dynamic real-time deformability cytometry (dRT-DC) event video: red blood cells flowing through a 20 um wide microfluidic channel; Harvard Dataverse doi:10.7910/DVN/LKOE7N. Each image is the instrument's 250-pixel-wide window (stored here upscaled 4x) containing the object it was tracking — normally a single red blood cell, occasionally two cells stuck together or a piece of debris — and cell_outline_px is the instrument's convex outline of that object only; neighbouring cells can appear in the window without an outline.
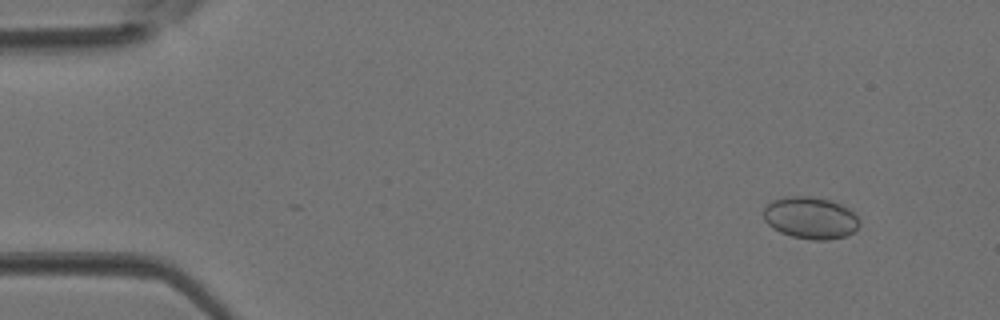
{"species": "Egyptian fruit bat (a non-hibernating species)", "species_latin": "Rousettus aegyptiacus", "temperature_condition": "room temperature", "stored_images_in_passage": 4, "camera_frame_rate_fps": 3000, "um_per_image_px": 0.085, "animal": {"sex": "female"}, "frame": {"image": 1, "passage_image": 2, "time_ms": 0.333, "image_size_px": [1000, 320], "cell_outline_px": [[860, 224], [852, 232], [844, 236], [828, 240], [812, 240], [792, 236], [780, 232], [772, 228], [764, 220], [764, 208], [772, 200], [784, 196], [812, 196], [828, 200], [840, 204], [848, 208], [860, 220]], "centroid_in_image_um": [68.87, 18.51], "position_along_channel_um": 16.1, "area_um2": 23.41}}